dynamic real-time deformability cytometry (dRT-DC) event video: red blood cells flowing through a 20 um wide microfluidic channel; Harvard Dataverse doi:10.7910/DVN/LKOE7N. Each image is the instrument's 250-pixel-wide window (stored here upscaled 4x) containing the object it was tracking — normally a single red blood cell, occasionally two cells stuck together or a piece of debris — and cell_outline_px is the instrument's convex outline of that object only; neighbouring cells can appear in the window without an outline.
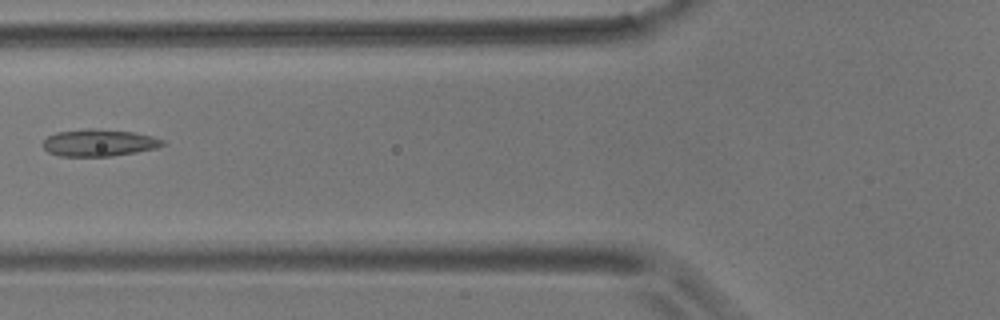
{"species": "common noctule bat (a hibernating species)", "species_latin": "Nyctalus noctula", "temperature_condition": "room temperature", "stored_images_in_passage": 10, "camera_frame_rate_fps": 3000, "um_per_image_px": 0.085, "animal": {"sex": "male", "body_mass_g": 17.9}, "frame": {"image": 1, "passage_image": 5, "time_ms": 4.667, "image_size_px": [1000, 320], "cell_outline_px": [[168, 144], [156, 148], [136, 152], [112, 156], [60, 156], [48, 152], [44, 148], [44, 140], [48, 136], [56, 132], [84, 128], [92, 128], [132, 132], [152, 136], [164, 140]], "centroid_in_image_um": [8.43, 12.13], "position_along_channel_um": 117.4, "area_um2": 18.9}}
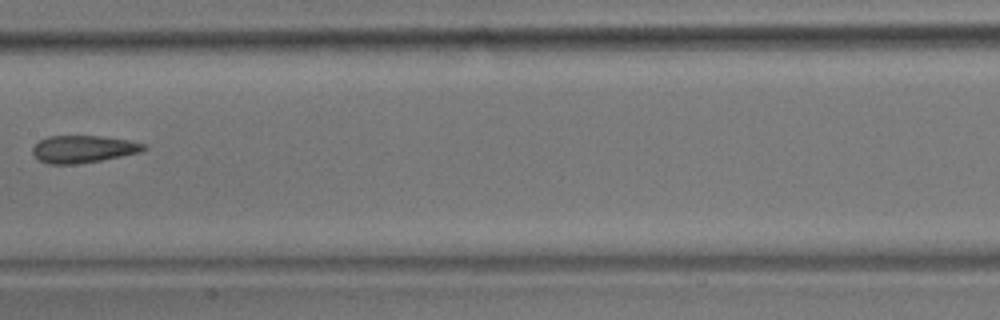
{"frame": {"image": 2, "passage_image": 7, "time_ms": 7.0, "image_size_px": [1000, 320], "cell_outline_px": [[148, 148], [140, 152], [100, 160], [76, 164], [48, 164], [40, 160], [32, 152], [32, 148], [40, 140], [48, 136], [100, 136], [128, 140], [148, 144]], "centroid_in_image_um": [7.1, 12.66], "position_along_channel_um": 200.3, "area_um2": 17.57}}
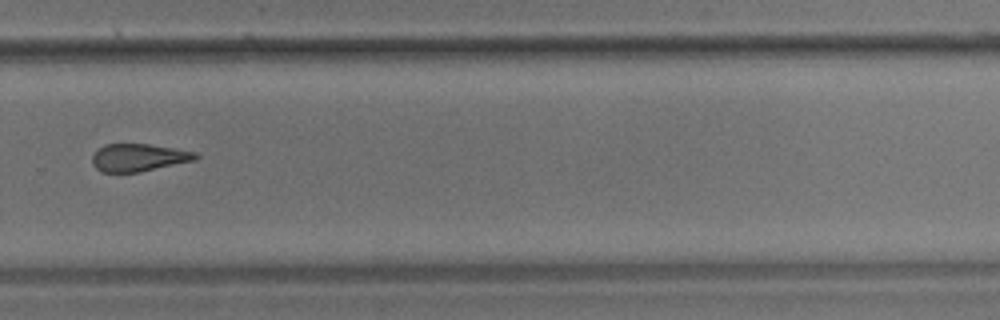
{"frame": {"image": 3, "passage_image": 10, "time_ms": 10.333, "image_size_px": [1000, 320], "cell_outline_px": [[200, 156], [196, 160], [140, 172], [100, 172], [92, 164], [92, 156], [104, 144], [148, 144], [176, 148], [196, 152]], "centroid_in_image_um": [11.81, 13.39], "position_along_channel_um": 318.0, "area_um2": 16.7}}